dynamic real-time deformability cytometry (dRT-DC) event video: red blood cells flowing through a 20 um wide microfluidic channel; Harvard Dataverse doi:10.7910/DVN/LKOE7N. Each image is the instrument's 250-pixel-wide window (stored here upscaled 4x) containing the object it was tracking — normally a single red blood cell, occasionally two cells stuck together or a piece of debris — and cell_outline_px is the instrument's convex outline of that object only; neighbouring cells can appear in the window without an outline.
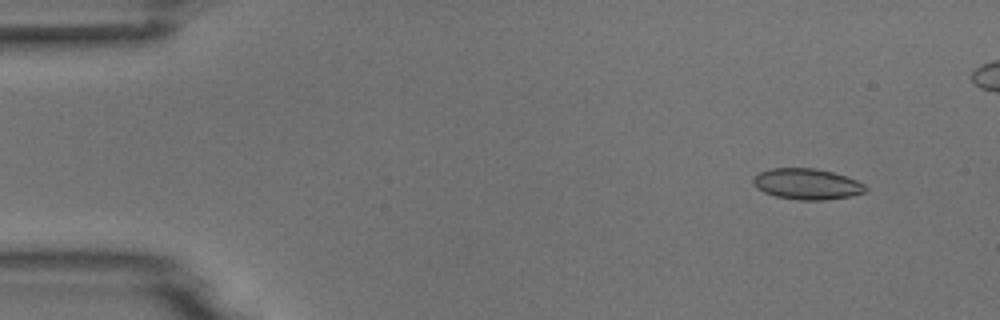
{"species": "common noctule bat (a hibernating species)", "species_latin": "Nyctalus noctula", "temperature_condition": "room temperature", "stored_images_in_passage": 5, "camera_frame_rate_fps": 3000, "um_per_image_px": 0.085, "animal": {"sex": "male", "body_mass_g": 18.8}, "frame": {"image": 1, "passage_image": 1, "time_ms": 0.0, "image_size_px": [1000, 320], "cell_outline_px": [[868, 188], [864, 192], [852, 196], [824, 200], [800, 200], [776, 196], [764, 192], [756, 188], [752, 180], [760, 172], [772, 168], [816, 168], [832, 172], [856, 180], [864, 184]], "centroid_in_image_um": [68.6, 15.64], "position_along_channel_um": 16.4, "area_um2": 20.11}}